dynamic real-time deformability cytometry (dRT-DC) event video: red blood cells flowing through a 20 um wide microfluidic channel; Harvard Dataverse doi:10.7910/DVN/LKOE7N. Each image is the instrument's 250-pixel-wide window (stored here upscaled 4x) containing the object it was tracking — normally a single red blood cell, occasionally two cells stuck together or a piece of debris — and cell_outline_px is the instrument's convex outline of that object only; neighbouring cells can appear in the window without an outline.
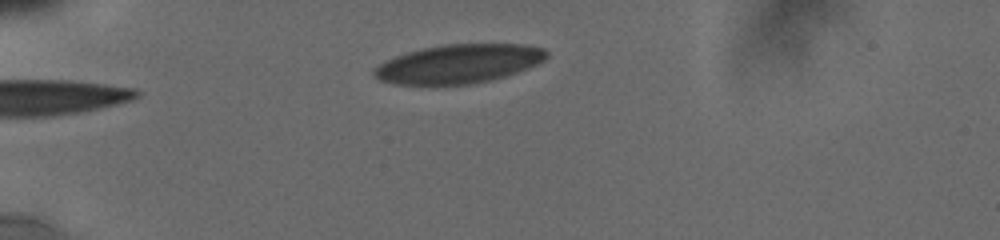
{"species": "human", "species_latin": "Homo sapiens", "temperature_condition": "cold", "stored_images_in_passage": 28, "camera_frame_rate_fps": 3000, "um_per_image_px": 0.085, "donor": {"sex": "male"}, "frame": {"image": 1, "passage_image": 1, "time_ms": 0.0, "image_size_px": [1000, 240], "cell_outline_px": [[548, 56], [544, 60], [536, 64], [516, 72], [504, 76], [488, 80], [468, 84], [396, 84], [380, 80], [372, 76], [372, 72], [384, 60], [408, 52], [424, 48], [444, 44], [524, 44], [544, 48], [548, 52]], "centroid_in_image_um": [38.98, 5.41], "position_along_channel_um": 46.0, "area_um2": 38.67}}
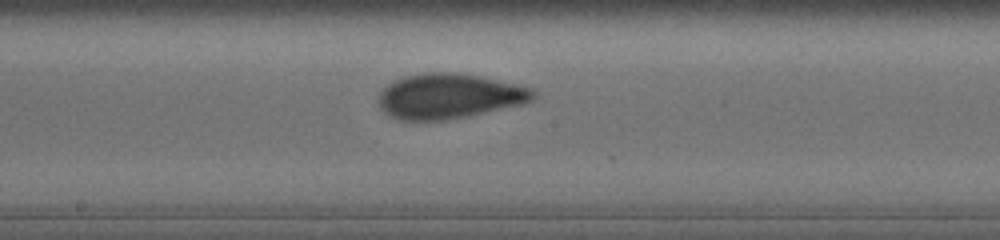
{"frame": {"image": 2, "passage_image": 12, "time_ms": 5.333, "image_size_px": [1000, 240], "cell_outline_px": [[536, 96], [532, 100], [524, 104], [444, 120], [400, 120], [388, 116], [380, 108], [380, 92], [388, 84], [404, 76], [428, 72], [452, 72], [476, 76], [516, 84], [532, 88], [536, 92]], "centroid_in_image_um": [38.17, 8.17], "position_along_channel_um": 210.0, "area_um2": 40.17}}
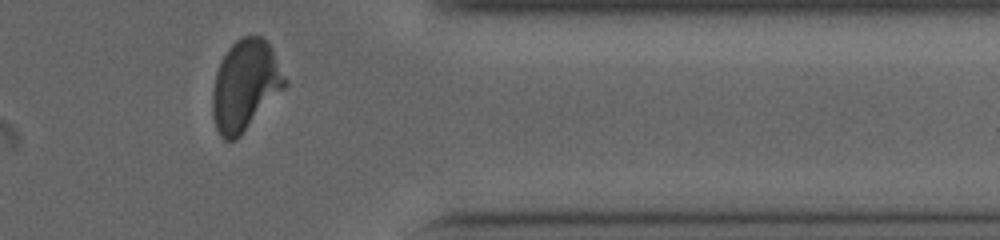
{"frame": {"image": 3, "passage_image": 26, "time_ms": 10.333, "image_size_px": [1000, 240], "cell_outline_px": [[288, 84], [240, 136], [236, 140], [224, 140], [220, 136], [216, 128], [212, 116], [212, 92], [216, 72], [220, 60], [228, 48], [236, 40], [244, 36], [264, 36], [272, 48], [288, 80]], "centroid_in_image_um": [20.84, 7.24], "position_along_channel_um": 390.6, "area_um2": 38.44}, "authors_computed_cell_mechanics": {"area_um2": 39.7375, "velocity_mm_per_s": 3.7842, "shape_relaxation_time_tau1_ms": 7.2539, "shape_relaxation_time_tau2_ms": 0.6937, "deformation_change_tau1": 0.1756, "deformation_change_tau2": 0.0653}}